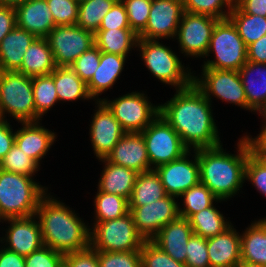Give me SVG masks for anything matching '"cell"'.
<instances>
[{
    "label": "cell",
    "instance_id": "cell-51",
    "mask_svg": "<svg viewBox=\"0 0 266 267\" xmlns=\"http://www.w3.org/2000/svg\"><path fill=\"white\" fill-rule=\"evenodd\" d=\"M16 26L15 7L0 5V43Z\"/></svg>",
    "mask_w": 266,
    "mask_h": 267
},
{
    "label": "cell",
    "instance_id": "cell-5",
    "mask_svg": "<svg viewBox=\"0 0 266 267\" xmlns=\"http://www.w3.org/2000/svg\"><path fill=\"white\" fill-rule=\"evenodd\" d=\"M5 112L20 123L35 122L32 77L0 71V118H5Z\"/></svg>",
    "mask_w": 266,
    "mask_h": 267
},
{
    "label": "cell",
    "instance_id": "cell-29",
    "mask_svg": "<svg viewBox=\"0 0 266 267\" xmlns=\"http://www.w3.org/2000/svg\"><path fill=\"white\" fill-rule=\"evenodd\" d=\"M241 237V261L266 266V219L251 224Z\"/></svg>",
    "mask_w": 266,
    "mask_h": 267
},
{
    "label": "cell",
    "instance_id": "cell-55",
    "mask_svg": "<svg viewBox=\"0 0 266 267\" xmlns=\"http://www.w3.org/2000/svg\"><path fill=\"white\" fill-rule=\"evenodd\" d=\"M0 267H25V256L6 248L0 249Z\"/></svg>",
    "mask_w": 266,
    "mask_h": 267
},
{
    "label": "cell",
    "instance_id": "cell-52",
    "mask_svg": "<svg viewBox=\"0 0 266 267\" xmlns=\"http://www.w3.org/2000/svg\"><path fill=\"white\" fill-rule=\"evenodd\" d=\"M7 120L0 118V162L15 144V133Z\"/></svg>",
    "mask_w": 266,
    "mask_h": 267
},
{
    "label": "cell",
    "instance_id": "cell-62",
    "mask_svg": "<svg viewBox=\"0 0 266 267\" xmlns=\"http://www.w3.org/2000/svg\"><path fill=\"white\" fill-rule=\"evenodd\" d=\"M261 116L266 117V110L261 114Z\"/></svg>",
    "mask_w": 266,
    "mask_h": 267
},
{
    "label": "cell",
    "instance_id": "cell-17",
    "mask_svg": "<svg viewBox=\"0 0 266 267\" xmlns=\"http://www.w3.org/2000/svg\"><path fill=\"white\" fill-rule=\"evenodd\" d=\"M98 100V109L95 110L90 127V138L96 157L102 159L107 157L126 131L101 98Z\"/></svg>",
    "mask_w": 266,
    "mask_h": 267
},
{
    "label": "cell",
    "instance_id": "cell-41",
    "mask_svg": "<svg viewBox=\"0 0 266 267\" xmlns=\"http://www.w3.org/2000/svg\"><path fill=\"white\" fill-rule=\"evenodd\" d=\"M141 267H186L182 262L171 258L151 240H145L141 250Z\"/></svg>",
    "mask_w": 266,
    "mask_h": 267
},
{
    "label": "cell",
    "instance_id": "cell-47",
    "mask_svg": "<svg viewBox=\"0 0 266 267\" xmlns=\"http://www.w3.org/2000/svg\"><path fill=\"white\" fill-rule=\"evenodd\" d=\"M64 255L43 245L25 256V267H63Z\"/></svg>",
    "mask_w": 266,
    "mask_h": 267
},
{
    "label": "cell",
    "instance_id": "cell-44",
    "mask_svg": "<svg viewBox=\"0 0 266 267\" xmlns=\"http://www.w3.org/2000/svg\"><path fill=\"white\" fill-rule=\"evenodd\" d=\"M101 51L96 45L82 53L70 67L87 84L100 64Z\"/></svg>",
    "mask_w": 266,
    "mask_h": 267
},
{
    "label": "cell",
    "instance_id": "cell-38",
    "mask_svg": "<svg viewBox=\"0 0 266 267\" xmlns=\"http://www.w3.org/2000/svg\"><path fill=\"white\" fill-rule=\"evenodd\" d=\"M180 197L184 198V208H179L180 217L189 218L192 214L213 206L219 199L201 182L185 191Z\"/></svg>",
    "mask_w": 266,
    "mask_h": 267
},
{
    "label": "cell",
    "instance_id": "cell-22",
    "mask_svg": "<svg viewBox=\"0 0 266 267\" xmlns=\"http://www.w3.org/2000/svg\"><path fill=\"white\" fill-rule=\"evenodd\" d=\"M241 237L233 226L207 238L210 267H237L241 262Z\"/></svg>",
    "mask_w": 266,
    "mask_h": 267
},
{
    "label": "cell",
    "instance_id": "cell-20",
    "mask_svg": "<svg viewBox=\"0 0 266 267\" xmlns=\"http://www.w3.org/2000/svg\"><path fill=\"white\" fill-rule=\"evenodd\" d=\"M193 234L189 220L179 216L163 226L151 241L171 258L185 264L187 243Z\"/></svg>",
    "mask_w": 266,
    "mask_h": 267
},
{
    "label": "cell",
    "instance_id": "cell-60",
    "mask_svg": "<svg viewBox=\"0 0 266 267\" xmlns=\"http://www.w3.org/2000/svg\"><path fill=\"white\" fill-rule=\"evenodd\" d=\"M233 5L236 4L239 0H229Z\"/></svg>",
    "mask_w": 266,
    "mask_h": 267
},
{
    "label": "cell",
    "instance_id": "cell-19",
    "mask_svg": "<svg viewBox=\"0 0 266 267\" xmlns=\"http://www.w3.org/2000/svg\"><path fill=\"white\" fill-rule=\"evenodd\" d=\"M34 218L35 215L6 219L11 223L3 239L9 244L6 249L27 256L44 245L39 222Z\"/></svg>",
    "mask_w": 266,
    "mask_h": 267
},
{
    "label": "cell",
    "instance_id": "cell-21",
    "mask_svg": "<svg viewBox=\"0 0 266 267\" xmlns=\"http://www.w3.org/2000/svg\"><path fill=\"white\" fill-rule=\"evenodd\" d=\"M15 10L17 26L37 38H46L56 26L46 0H27Z\"/></svg>",
    "mask_w": 266,
    "mask_h": 267
},
{
    "label": "cell",
    "instance_id": "cell-18",
    "mask_svg": "<svg viewBox=\"0 0 266 267\" xmlns=\"http://www.w3.org/2000/svg\"><path fill=\"white\" fill-rule=\"evenodd\" d=\"M105 159L134 170L138 174L153 169L150 166L146 144L140 132H126Z\"/></svg>",
    "mask_w": 266,
    "mask_h": 267
},
{
    "label": "cell",
    "instance_id": "cell-50",
    "mask_svg": "<svg viewBox=\"0 0 266 267\" xmlns=\"http://www.w3.org/2000/svg\"><path fill=\"white\" fill-rule=\"evenodd\" d=\"M64 267H100L98 251L91 247L64 255Z\"/></svg>",
    "mask_w": 266,
    "mask_h": 267
},
{
    "label": "cell",
    "instance_id": "cell-46",
    "mask_svg": "<svg viewBox=\"0 0 266 267\" xmlns=\"http://www.w3.org/2000/svg\"><path fill=\"white\" fill-rule=\"evenodd\" d=\"M186 267H210L207 238L193 234L187 243Z\"/></svg>",
    "mask_w": 266,
    "mask_h": 267
},
{
    "label": "cell",
    "instance_id": "cell-12",
    "mask_svg": "<svg viewBox=\"0 0 266 267\" xmlns=\"http://www.w3.org/2000/svg\"><path fill=\"white\" fill-rule=\"evenodd\" d=\"M203 77L194 76V85L210 101L211 95L223 101L234 103L247 110V100L244 87L236 70L202 69ZM211 93V94H210Z\"/></svg>",
    "mask_w": 266,
    "mask_h": 267
},
{
    "label": "cell",
    "instance_id": "cell-28",
    "mask_svg": "<svg viewBox=\"0 0 266 267\" xmlns=\"http://www.w3.org/2000/svg\"><path fill=\"white\" fill-rule=\"evenodd\" d=\"M126 56L101 52L100 64L87 83L89 95L93 98L111 88L123 70Z\"/></svg>",
    "mask_w": 266,
    "mask_h": 267
},
{
    "label": "cell",
    "instance_id": "cell-54",
    "mask_svg": "<svg viewBox=\"0 0 266 267\" xmlns=\"http://www.w3.org/2000/svg\"><path fill=\"white\" fill-rule=\"evenodd\" d=\"M236 5L244 13L266 17V0H239Z\"/></svg>",
    "mask_w": 266,
    "mask_h": 267
},
{
    "label": "cell",
    "instance_id": "cell-53",
    "mask_svg": "<svg viewBox=\"0 0 266 267\" xmlns=\"http://www.w3.org/2000/svg\"><path fill=\"white\" fill-rule=\"evenodd\" d=\"M247 61L266 63V35L247 46Z\"/></svg>",
    "mask_w": 266,
    "mask_h": 267
},
{
    "label": "cell",
    "instance_id": "cell-2",
    "mask_svg": "<svg viewBox=\"0 0 266 267\" xmlns=\"http://www.w3.org/2000/svg\"><path fill=\"white\" fill-rule=\"evenodd\" d=\"M222 145L197 149L200 182L219 199L234 196L245 180L247 157L252 151L248 136L238 142L237 155L223 151Z\"/></svg>",
    "mask_w": 266,
    "mask_h": 267
},
{
    "label": "cell",
    "instance_id": "cell-26",
    "mask_svg": "<svg viewBox=\"0 0 266 267\" xmlns=\"http://www.w3.org/2000/svg\"><path fill=\"white\" fill-rule=\"evenodd\" d=\"M99 160L104 162L105 168L101 173L98 189L104 193L121 196L129 201L138 173L124 166L108 162L105 158Z\"/></svg>",
    "mask_w": 266,
    "mask_h": 267
},
{
    "label": "cell",
    "instance_id": "cell-1",
    "mask_svg": "<svg viewBox=\"0 0 266 267\" xmlns=\"http://www.w3.org/2000/svg\"><path fill=\"white\" fill-rule=\"evenodd\" d=\"M210 103L193 83L185 89H176L170 101L159 105V114L179 134L189 150L213 148L221 145V141Z\"/></svg>",
    "mask_w": 266,
    "mask_h": 267
},
{
    "label": "cell",
    "instance_id": "cell-27",
    "mask_svg": "<svg viewBox=\"0 0 266 267\" xmlns=\"http://www.w3.org/2000/svg\"><path fill=\"white\" fill-rule=\"evenodd\" d=\"M56 68L53 54L46 38H36L24 54L18 72L28 77L50 75Z\"/></svg>",
    "mask_w": 266,
    "mask_h": 267
},
{
    "label": "cell",
    "instance_id": "cell-30",
    "mask_svg": "<svg viewBox=\"0 0 266 267\" xmlns=\"http://www.w3.org/2000/svg\"><path fill=\"white\" fill-rule=\"evenodd\" d=\"M54 79L59 101H75L79 98L91 99L87 84L69 66H56L50 73Z\"/></svg>",
    "mask_w": 266,
    "mask_h": 267
},
{
    "label": "cell",
    "instance_id": "cell-58",
    "mask_svg": "<svg viewBox=\"0 0 266 267\" xmlns=\"http://www.w3.org/2000/svg\"><path fill=\"white\" fill-rule=\"evenodd\" d=\"M27 0H0V5L16 7Z\"/></svg>",
    "mask_w": 266,
    "mask_h": 267
},
{
    "label": "cell",
    "instance_id": "cell-40",
    "mask_svg": "<svg viewBox=\"0 0 266 267\" xmlns=\"http://www.w3.org/2000/svg\"><path fill=\"white\" fill-rule=\"evenodd\" d=\"M184 11L195 14H205L219 20L227 19L233 4L229 0H183ZM227 6V12L223 11Z\"/></svg>",
    "mask_w": 266,
    "mask_h": 267
},
{
    "label": "cell",
    "instance_id": "cell-15",
    "mask_svg": "<svg viewBox=\"0 0 266 267\" xmlns=\"http://www.w3.org/2000/svg\"><path fill=\"white\" fill-rule=\"evenodd\" d=\"M183 13V0H152L147 25L138 35V39L175 37Z\"/></svg>",
    "mask_w": 266,
    "mask_h": 267
},
{
    "label": "cell",
    "instance_id": "cell-33",
    "mask_svg": "<svg viewBox=\"0 0 266 267\" xmlns=\"http://www.w3.org/2000/svg\"><path fill=\"white\" fill-rule=\"evenodd\" d=\"M228 18L236 26L246 46L266 35V17L244 13L234 4Z\"/></svg>",
    "mask_w": 266,
    "mask_h": 267
},
{
    "label": "cell",
    "instance_id": "cell-13",
    "mask_svg": "<svg viewBox=\"0 0 266 267\" xmlns=\"http://www.w3.org/2000/svg\"><path fill=\"white\" fill-rule=\"evenodd\" d=\"M219 19L184 11L177 36L182 53L186 56L206 57L214 27Z\"/></svg>",
    "mask_w": 266,
    "mask_h": 267
},
{
    "label": "cell",
    "instance_id": "cell-31",
    "mask_svg": "<svg viewBox=\"0 0 266 267\" xmlns=\"http://www.w3.org/2000/svg\"><path fill=\"white\" fill-rule=\"evenodd\" d=\"M167 196L155 169L137 174L129 206H144Z\"/></svg>",
    "mask_w": 266,
    "mask_h": 267
},
{
    "label": "cell",
    "instance_id": "cell-6",
    "mask_svg": "<svg viewBox=\"0 0 266 267\" xmlns=\"http://www.w3.org/2000/svg\"><path fill=\"white\" fill-rule=\"evenodd\" d=\"M142 59L148 70L161 82L185 89L193 84L194 76L186 72L174 52L157 40L138 39Z\"/></svg>",
    "mask_w": 266,
    "mask_h": 267
},
{
    "label": "cell",
    "instance_id": "cell-59",
    "mask_svg": "<svg viewBox=\"0 0 266 267\" xmlns=\"http://www.w3.org/2000/svg\"><path fill=\"white\" fill-rule=\"evenodd\" d=\"M237 267H266L257 263H251V262H245V261H241Z\"/></svg>",
    "mask_w": 266,
    "mask_h": 267
},
{
    "label": "cell",
    "instance_id": "cell-3",
    "mask_svg": "<svg viewBox=\"0 0 266 267\" xmlns=\"http://www.w3.org/2000/svg\"><path fill=\"white\" fill-rule=\"evenodd\" d=\"M48 196L41 199L35 213L39 218L43 244L63 255L89 248L92 229L64 203Z\"/></svg>",
    "mask_w": 266,
    "mask_h": 267
},
{
    "label": "cell",
    "instance_id": "cell-24",
    "mask_svg": "<svg viewBox=\"0 0 266 267\" xmlns=\"http://www.w3.org/2000/svg\"><path fill=\"white\" fill-rule=\"evenodd\" d=\"M256 73V79L251 77ZM252 74V75H251ZM242 85L247 100V110L259 111V114L266 110V63L247 61L239 70Z\"/></svg>",
    "mask_w": 266,
    "mask_h": 267
},
{
    "label": "cell",
    "instance_id": "cell-25",
    "mask_svg": "<svg viewBox=\"0 0 266 267\" xmlns=\"http://www.w3.org/2000/svg\"><path fill=\"white\" fill-rule=\"evenodd\" d=\"M37 37L16 26L0 43V71H18L23 57Z\"/></svg>",
    "mask_w": 266,
    "mask_h": 267
},
{
    "label": "cell",
    "instance_id": "cell-34",
    "mask_svg": "<svg viewBox=\"0 0 266 267\" xmlns=\"http://www.w3.org/2000/svg\"><path fill=\"white\" fill-rule=\"evenodd\" d=\"M188 220L194 234L203 238L219 235L231 226L214 205L192 214Z\"/></svg>",
    "mask_w": 266,
    "mask_h": 267
},
{
    "label": "cell",
    "instance_id": "cell-42",
    "mask_svg": "<svg viewBox=\"0 0 266 267\" xmlns=\"http://www.w3.org/2000/svg\"><path fill=\"white\" fill-rule=\"evenodd\" d=\"M125 6L129 26L138 36L146 27L152 0H121Z\"/></svg>",
    "mask_w": 266,
    "mask_h": 267
},
{
    "label": "cell",
    "instance_id": "cell-8",
    "mask_svg": "<svg viewBox=\"0 0 266 267\" xmlns=\"http://www.w3.org/2000/svg\"><path fill=\"white\" fill-rule=\"evenodd\" d=\"M90 232V247L95 251H140L144 238L137 232L129 212L121 218L94 223Z\"/></svg>",
    "mask_w": 266,
    "mask_h": 267
},
{
    "label": "cell",
    "instance_id": "cell-37",
    "mask_svg": "<svg viewBox=\"0 0 266 267\" xmlns=\"http://www.w3.org/2000/svg\"><path fill=\"white\" fill-rule=\"evenodd\" d=\"M96 222L118 219L129 213V201L115 194L100 191L95 197Z\"/></svg>",
    "mask_w": 266,
    "mask_h": 267
},
{
    "label": "cell",
    "instance_id": "cell-10",
    "mask_svg": "<svg viewBox=\"0 0 266 267\" xmlns=\"http://www.w3.org/2000/svg\"><path fill=\"white\" fill-rule=\"evenodd\" d=\"M101 101L127 133L142 132L160 113V106H152L145 94L136 91L113 101Z\"/></svg>",
    "mask_w": 266,
    "mask_h": 267
},
{
    "label": "cell",
    "instance_id": "cell-7",
    "mask_svg": "<svg viewBox=\"0 0 266 267\" xmlns=\"http://www.w3.org/2000/svg\"><path fill=\"white\" fill-rule=\"evenodd\" d=\"M212 51L216 60H208L203 68L239 71L247 62V46L229 18L216 23L206 56Z\"/></svg>",
    "mask_w": 266,
    "mask_h": 267
},
{
    "label": "cell",
    "instance_id": "cell-16",
    "mask_svg": "<svg viewBox=\"0 0 266 267\" xmlns=\"http://www.w3.org/2000/svg\"><path fill=\"white\" fill-rule=\"evenodd\" d=\"M189 153V154H188ZM194 161L189 160L190 150L181 158L158 166L159 174L167 195L179 197L185 191L200 182V166L197 149L194 150Z\"/></svg>",
    "mask_w": 266,
    "mask_h": 267
},
{
    "label": "cell",
    "instance_id": "cell-36",
    "mask_svg": "<svg viewBox=\"0 0 266 267\" xmlns=\"http://www.w3.org/2000/svg\"><path fill=\"white\" fill-rule=\"evenodd\" d=\"M33 98L35 104V122L41 120L44 113L59 101L54 79L51 75L32 77Z\"/></svg>",
    "mask_w": 266,
    "mask_h": 267
},
{
    "label": "cell",
    "instance_id": "cell-14",
    "mask_svg": "<svg viewBox=\"0 0 266 267\" xmlns=\"http://www.w3.org/2000/svg\"><path fill=\"white\" fill-rule=\"evenodd\" d=\"M175 198L167 195L144 206H129L136 230L144 240H151L163 226L180 216Z\"/></svg>",
    "mask_w": 266,
    "mask_h": 267
},
{
    "label": "cell",
    "instance_id": "cell-11",
    "mask_svg": "<svg viewBox=\"0 0 266 267\" xmlns=\"http://www.w3.org/2000/svg\"><path fill=\"white\" fill-rule=\"evenodd\" d=\"M56 66H69L95 45V34L77 25L55 26L46 37Z\"/></svg>",
    "mask_w": 266,
    "mask_h": 267
},
{
    "label": "cell",
    "instance_id": "cell-61",
    "mask_svg": "<svg viewBox=\"0 0 266 267\" xmlns=\"http://www.w3.org/2000/svg\"><path fill=\"white\" fill-rule=\"evenodd\" d=\"M79 4L87 0H76Z\"/></svg>",
    "mask_w": 266,
    "mask_h": 267
},
{
    "label": "cell",
    "instance_id": "cell-56",
    "mask_svg": "<svg viewBox=\"0 0 266 267\" xmlns=\"http://www.w3.org/2000/svg\"><path fill=\"white\" fill-rule=\"evenodd\" d=\"M264 119L265 125L262 127L260 134L256 138H251L248 136L251 147H266V117H264Z\"/></svg>",
    "mask_w": 266,
    "mask_h": 267
},
{
    "label": "cell",
    "instance_id": "cell-23",
    "mask_svg": "<svg viewBox=\"0 0 266 267\" xmlns=\"http://www.w3.org/2000/svg\"><path fill=\"white\" fill-rule=\"evenodd\" d=\"M23 127L15 132V144L38 165L53 145L55 133L39 126V121L22 122Z\"/></svg>",
    "mask_w": 266,
    "mask_h": 267
},
{
    "label": "cell",
    "instance_id": "cell-48",
    "mask_svg": "<svg viewBox=\"0 0 266 267\" xmlns=\"http://www.w3.org/2000/svg\"><path fill=\"white\" fill-rule=\"evenodd\" d=\"M245 179H249L258 192L266 196V163L253 151L247 157Z\"/></svg>",
    "mask_w": 266,
    "mask_h": 267
},
{
    "label": "cell",
    "instance_id": "cell-39",
    "mask_svg": "<svg viewBox=\"0 0 266 267\" xmlns=\"http://www.w3.org/2000/svg\"><path fill=\"white\" fill-rule=\"evenodd\" d=\"M38 167L39 165L16 144L12 146L0 162L1 170L27 175L29 177H32L38 171Z\"/></svg>",
    "mask_w": 266,
    "mask_h": 267
},
{
    "label": "cell",
    "instance_id": "cell-9",
    "mask_svg": "<svg viewBox=\"0 0 266 267\" xmlns=\"http://www.w3.org/2000/svg\"><path fill=\"white\" fill-rule=\"evenodd\" d=\"M150 166H158L181 158L189 149L179 134L159 114L142 132Z\"/></svg>",
    "mask_w": 266,
    "mask_h": 267
},
{
    "label": "cell",
    "instance_id": "cell-45",
    "mask_svg": "<svg viewBox=\"0 0 266 267\" xmlns=\"http://www.w3.org/2000/svg\"><path fill=\"white\" fill-rule=\"evenodd\" d=\"M98 263L100 267H141V255L140 251H98Z\"/></svg>",
    "mask_w": 266,
    "mask_h": 267
},
{
    "label": "cell",
    "instance_id": "cell-4",
    "mask_svg": "<svg viewBox=\"0 0 266 267\" xmlns=\"http://www.w3.org/2000/svg\"><path fill=\"white\" fill-rule=\"evenodd\" d=\"M45 187L27 175L0 169V215L3 220L35 215Z\"/></svg>",
    "mask_w": 266,
    "mask_h": 267
},
{
    "label": "cell",
    "instance_id": "cell-32",
    "mask_svg": "<svg viewBox=\"0 0 266 267\" xmlns=\"http://www.w3.org/2000/svg\"><path fill=\"white\" fill-rule=\"evenodd\" d=\"M138 36L131 29L98 30L95 45L101 52L127 56L130 49L137 47Z\"/></svg>",
    "mask_w": 266,
    "mask_h": 267
},
{
    "label": "cell",
    "instance_id": "cell-35",
    "mask_svg": "<svg viewBox=\"0 0 266 267\" xmlns=\"http://www.w3.org/2000/svg\"><path fill=\"white\" fill-rule=\"evenodd\" d=\"M118 0H87L79 4L76 25L84 30L96 33L103 17Z\"/></svg>",
    "mask_w": 266,
    "mask_h": 267
},
{
    "label": "cell",
    "instance_id": "cell-49",
    "mask_svg": "<svg viewBox=\"0 0 266 267\" xmlns=\"http://www.w3.org/2000/svg\"><path fill=\"white\" fill-rule=\"evenodd\" d=\"M131 29L124 4L118 0L103 17L98 30Z\"/></svg>",
    "mask_w": 266,
    "mask_h": 267
},
{
    "label": "cell",
    "instance_id": "cell-57",
    "mask_svg": "<svg viewBox=\"0 0 266 267\" xmlns=\"http://www.w3.org/2000/svg\"><path fill=\"white\" fill-rule=\"evenodd\" d=\"M252 151L266 163V147H252Z\"/></svg>",
    "mask_w": 266,
    "mask_h": 267
},
{
    "label": "cell",
    "instance_id": "cell-43",
    "mask_svg": "<svg viewBox=\"0 0 266 267\" xmlns=\"http://www.w3.org/2000/svg\"><path fill=\"white\" fill-rule=\"evenodd\" d=\"M56 26L76 25L79 3L76 0H46Z\"/></svg>",
    "mask_w": 266,
    "mask_h": 267
}]
</instances>
